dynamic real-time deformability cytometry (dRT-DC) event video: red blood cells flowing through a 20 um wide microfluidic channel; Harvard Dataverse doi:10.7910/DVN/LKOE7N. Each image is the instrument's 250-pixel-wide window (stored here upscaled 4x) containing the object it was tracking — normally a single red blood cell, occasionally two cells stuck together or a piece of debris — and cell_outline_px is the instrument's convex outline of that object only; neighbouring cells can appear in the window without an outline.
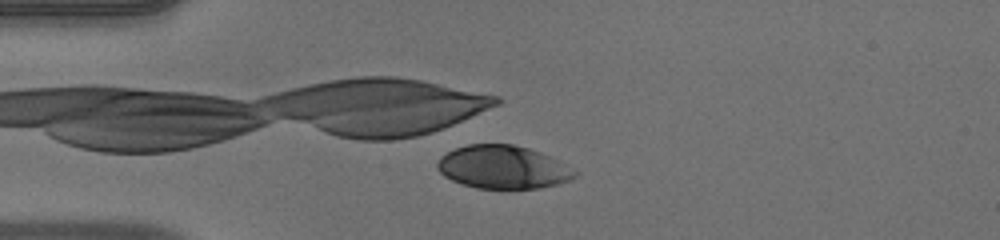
{"species": "human", "species_latin": "Homo sapiens", "temperature_condition": "warm", "stored_images_in_passage": 42, "camera_frame_rate_fps": 3000, "um_per_image_px": 0.085, "donor": {"sex": "male"}, "frame": {"image": 1, "passage_image": 3, "time_ms": 0.667, "image_size_px": [1000, 240], "cell_outline_px": [[580, 172], [572, 180], [540, 188], [476, 188], [452, 180], [444, 176], [436, 168], [436, 164], [440, 156], [456, 148], [468, 144], [512, 144], [528, 148], [540, 152]], "centroid_in_image_um": [42.75, 14.21], "position_along_channel_um": 42.3, "area_um2": 34.45}}
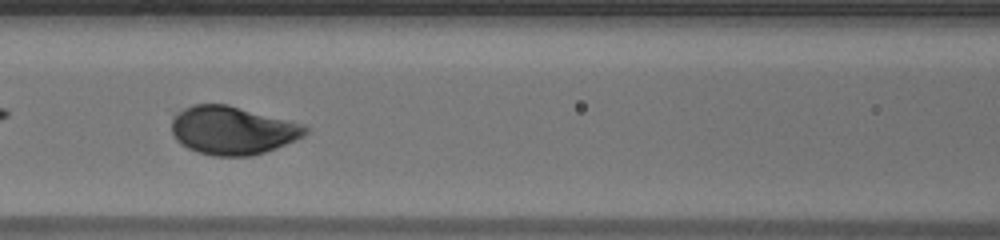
{"frame": {"image": 2, "passage_image": 13, "time_ms": 4.0, "image_size_px": [1000, 240], "cell_outline_px": [[312, 128], [304, 136], [296, 140], [276, 148], [252, 156], [212, 156], [196, 152], [180, 144], [176, 140], [172, 132], [172, 120], [184, 108], [192, 104], [228, 104], [304, 124]], "centroid_in_image_um": [19.79, 11.09], "position_along_channel_um": 146.8, "area_um2": 37.86}}
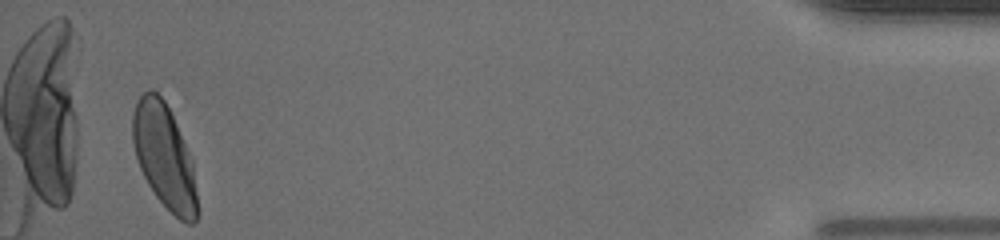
{"frame": {"image": 3, "passage_image": 40, "time_ms": 13.0, "image_size_px": [1000, 240], "cell_outline_px": [[196, 220], [192, 224], [188, 224], [180, 220], [156, 196], [148, 184], [140, 168], [136, 156], [132, 140], [132, 116], [136, 100], [144, 92], [152, 88], [164, 100], [176, 124], [192, 160], [196, 192]], "centroid_in_image_um": [13.93, 13.26], "position_along_channel_um": 421.3, "area_um2": 38.67}, "authors_computed_cell_mechanics": {"area_um2": 37.7434, "velocity_mm_per_s": 3.9256, "shape_relaxation_time_tau1_ms": 1.8466, "shape_relaxation_time_tau2_ms": null, "deformation_change_tau1": 0.144, "deformation_change_tau2": null}}